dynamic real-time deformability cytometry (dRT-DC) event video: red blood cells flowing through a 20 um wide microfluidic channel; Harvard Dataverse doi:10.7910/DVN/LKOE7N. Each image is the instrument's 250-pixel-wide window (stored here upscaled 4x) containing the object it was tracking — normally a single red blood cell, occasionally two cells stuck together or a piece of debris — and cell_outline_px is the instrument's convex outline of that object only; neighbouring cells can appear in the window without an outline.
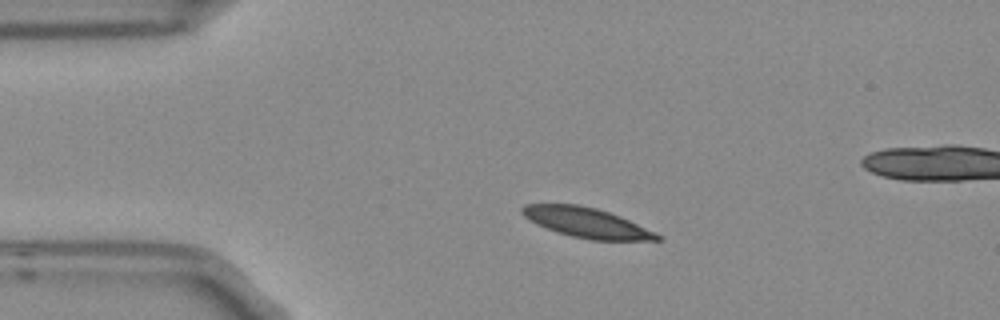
{"species": "Egyptian fruit bat (a non-hibernating species)", "species_latin": "Rousettus aegyptiacus", "temperature_condition": "room temperature", "stored_images_in_passage": 2, "camera_frame_rate_fps": 3000, "um_per_image_px": 0.085, "frame": {"image": 1, "passage_image": 1, "time_ms": 0.0, "image_size_px": [1000, 320], "cell_outline_px": [[664, 240], [588, 240], [556, 232], [536, 224], [524, 216], [520, 212], [520, 208], [524, 204], [576, 204], [596, 208], [620, 216], [656, 232], [664, 236]], "centroid_in_image_um": [49.87, 18.93], "position_along_channel_um": 35.1, "area_um2": 23.64}}